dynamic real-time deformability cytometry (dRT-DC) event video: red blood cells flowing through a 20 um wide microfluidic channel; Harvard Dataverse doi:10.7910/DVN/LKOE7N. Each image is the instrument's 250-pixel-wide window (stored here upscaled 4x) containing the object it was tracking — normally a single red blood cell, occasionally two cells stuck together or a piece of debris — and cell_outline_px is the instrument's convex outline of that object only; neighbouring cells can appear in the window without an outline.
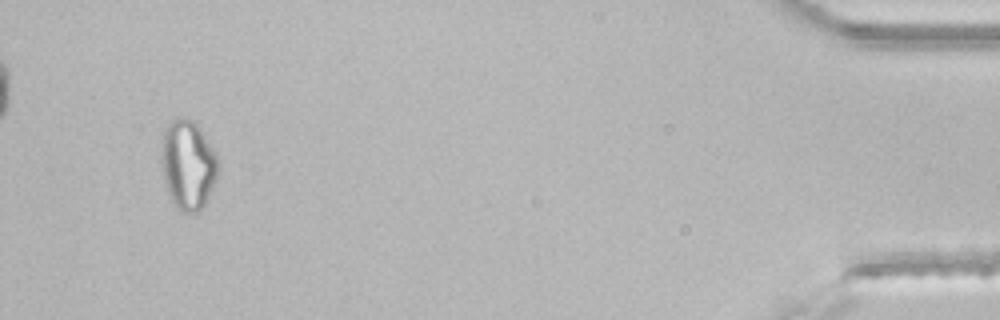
{"species": "common noctule bat (a hibernating species)", "species_latin": "Nyctalus noctula", "temperature_condition": "room temperature", "stored_images_in_passage": 43, "segment_of_instrument_passage": [2, 2], "camera_frame_rate_fps": 3000, "um_per_image_px": 0.085, "animal": {"sex": "male", "body_mass_g": 21.5, "forearm_length_mm": 52.0}, "frame": {"image": 1, "passage_image": 41, "time_ms": 13.333, "image_size_px": [1000, 320], "cell_outline_px": [[220, 160], [216, 180], [204, 204], [196, 212], [180, 212], [176, 208], [168, 192], [164, 180], [160, 156], [164, 128], [168, 120], [176, 116], [184, 116], [196, 120], [216, 148]], "centroid_in_image_um": [15.99, 13.89], "position_along_channel_um": 419.2, "area_um2": 30.69}}